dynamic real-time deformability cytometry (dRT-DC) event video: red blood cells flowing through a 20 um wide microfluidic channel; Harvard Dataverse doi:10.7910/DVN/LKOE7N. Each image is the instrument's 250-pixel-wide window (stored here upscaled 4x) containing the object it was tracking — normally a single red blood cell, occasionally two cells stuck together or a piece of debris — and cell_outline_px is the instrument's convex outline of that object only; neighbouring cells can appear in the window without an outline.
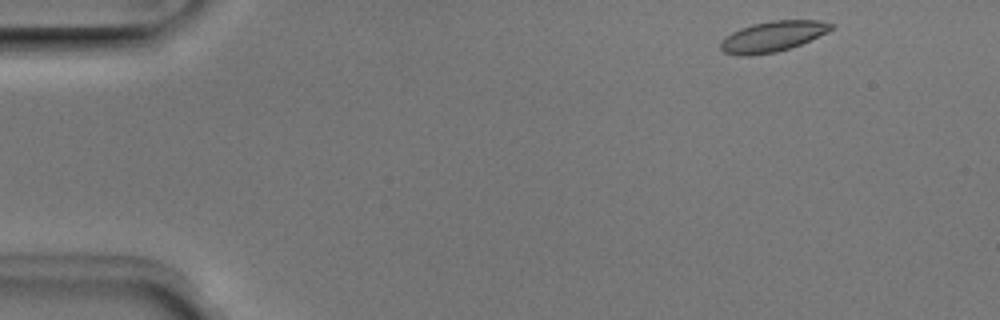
{"species": "Egyptian fruit bat (a non-hibernating species)", "species_latin": "Rousettus aegyptiacus", "temperature_condition": "room temperature", "stored_images_in_passage": 29, "camera_frame_rate_fps": 3000, "um_per_image_px": 0.085, "animal": {"sex": "male"}, "frame": {"image": 1, "passage_image": 1, "time_ms": 0.0, "image_size_px": [1000, 320], "cell_outline_px": [[832, 28], [800, 44], [776, 52], [748, 56], [740, 56], [724, 52], [720, 48], [720, 44], [724, 36], [740, 28], [752, 24], [772, 20], [820, 20], [832, 24]], "centroid_in_image_um": [65.59, 3.1], "position_along_channel_um": 19.4, "area_um2": 19.36}}
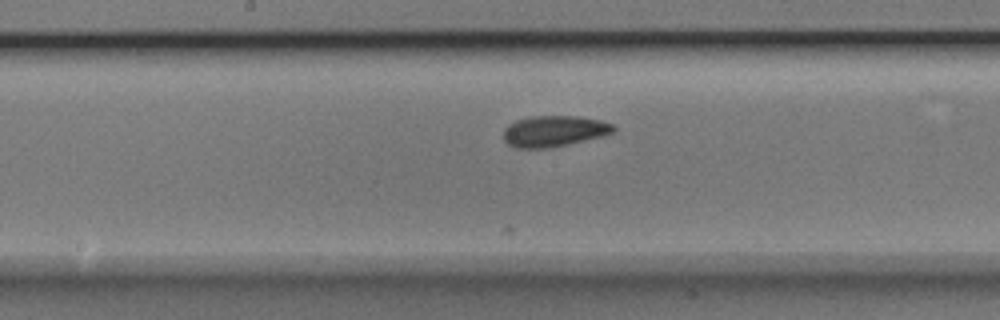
{"frame": {"image": 2, "passage_image": 22, "time_ms": 7.0, "image_size_px": [1000, 320], "cell_outline_px": [[616, 128], [612, 132], [600, 136], [568, 144], [548, 148], [516, 148], [508, 144], [504, 140], [504, 128], [508, 124], [516, 120], [532, 116], [576, 116], [600, 120], [612, 124]], "centroid_in_image_um": [47.05, 11.14], "position_along_channel_um": 201.2, "area_um2": 19.71}}
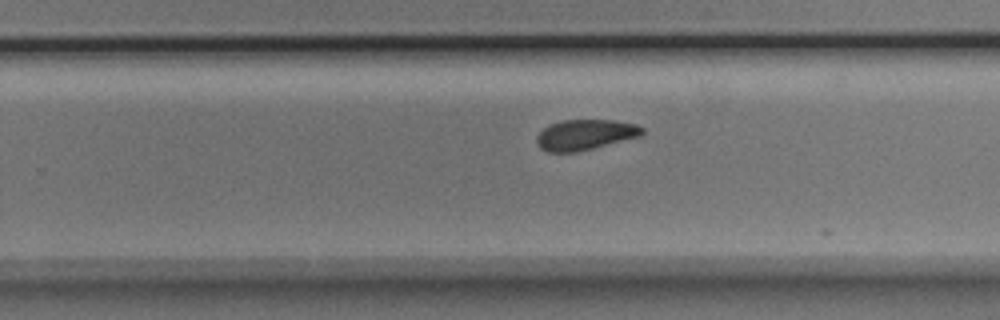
{"frame": {"image": 3, "passage_image": 28, "time_ms": 9.0, "image_size_px": [1000, 320], "cell_outline_px": [[644, 132], [640, 136], [576, 152], [548, 152], [540, 148], [536, 144], [536, 136], [548, 124], [564, 120], [612, 120], [636, 124], [644, 128]], "centroid_in_image_um": [49.7, 11.45], "position_along_channel_um": 280.1, "area_um2": 18.67}}